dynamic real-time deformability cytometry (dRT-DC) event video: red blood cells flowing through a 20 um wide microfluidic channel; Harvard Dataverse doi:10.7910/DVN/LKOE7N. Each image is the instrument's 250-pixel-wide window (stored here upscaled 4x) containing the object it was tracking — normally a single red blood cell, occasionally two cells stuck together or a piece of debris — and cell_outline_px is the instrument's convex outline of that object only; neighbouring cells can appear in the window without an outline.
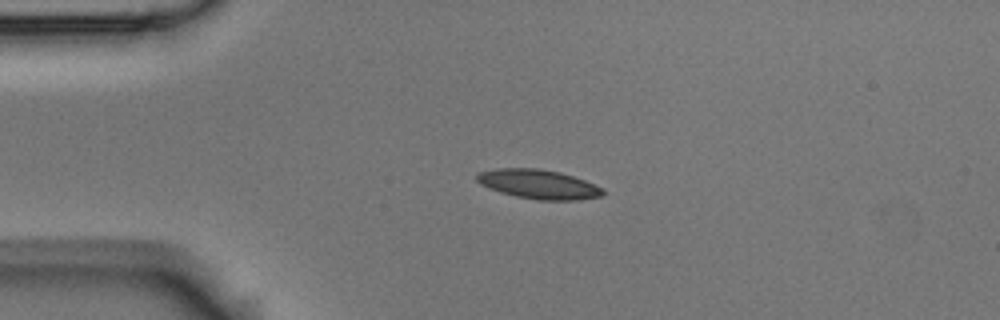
{"species": "Egyptian fruit bat (a non-hibernating species)", "species_latin": "Rousettus aegyptiacus", "temperature_condition": "room temperature", "stored_images_in_passage": 4, "camera_frame_rate_fps": 3000, "um_per_image_px": 0.085, "animal": {"sex": "male"}, "frame": {"image": 1, "passage_image": 3, "time_ms": 0.667, "image_size_px": [1000, 320], "cell_outline_px": [[604, 196], [576, 200], [536, 200], [516, 196], [500, 192], [488, 188], [480, 184], [476, 180], [476, 176], [480, 172], [496, 168], [536, 168], [560, 172], [584, 180], [604, 188]], "centroid_in_image_um": [45.78, 15.66], "position_along_channel_um": 39.2, "area_um2": 21.56}}